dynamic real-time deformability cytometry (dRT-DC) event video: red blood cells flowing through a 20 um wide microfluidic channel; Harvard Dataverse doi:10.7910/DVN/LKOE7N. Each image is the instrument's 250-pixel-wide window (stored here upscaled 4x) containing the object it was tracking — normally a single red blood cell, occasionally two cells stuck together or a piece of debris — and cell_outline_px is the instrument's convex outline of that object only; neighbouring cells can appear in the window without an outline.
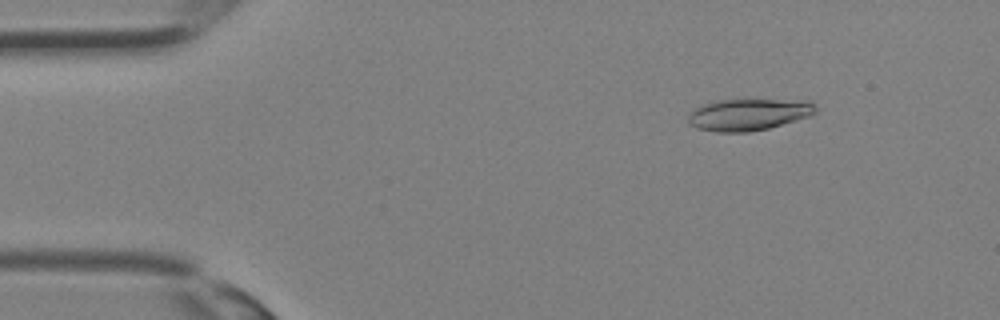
{"species": "Egyptian fruit bat (a non-hibernating species)", "species_latin": "Rousettus aegyptiacus", "temperature_condition": "room temperature", "stored_images_in_passage": 33, "camera_frame_rate_fps": 3000, "um_per_image_px": 0.085, "animal": {"sex": "female"}, "frame": {"image": 1, "passage_image": 5, "time_ms": 1.333, "image_size_px": [1000, 320], "cell_outline_px": [[816, 112], [812, 116], [768, 128], [748, 132], [716, 132], [696, 128], [688, 124], [688, 112], [712, 100], [756, 96], [808, 100], [816, 104]], "centroid_in_image_um": [63.67, 9.66], "position_along_channel_um": 21.3, "area_um2": 25.2}}
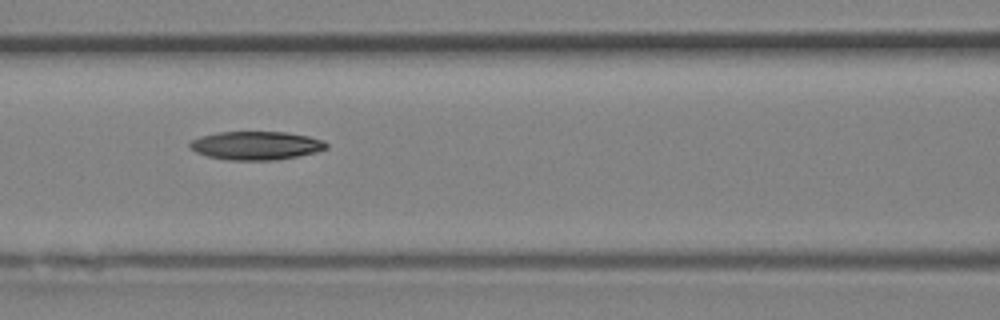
{"frame": {"image": 2, "passage_image": 15, "time_ms": 4.667, "image_size_px": [1000, 320], "cell_outline_px": [[328, 148], [316, 152], [276, 160], [228, 160], [208, 156], [196, 152], [188, 144], [192, 140], [200, 136], [220, 132], [284, 132], [308, 136], [324, 140], [328, 144]], "centroid_in_image_um": [21.79, 12.37], "position_along_channel_um": 144.8, "area_um2": 22.54}}
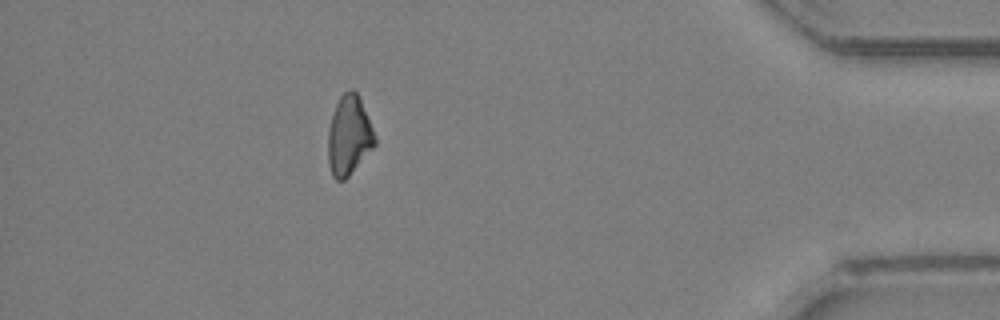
{"frame": {"image": 3, "passage_image": 30, "time_ms": 9.667, "image_size_px": [1000, 320], "cell_outline_px": [[376, 144], [348, 176], [344, 180], [336, 180], [332, 176], [328, 164], [328, 128], [336, 104], [340, 96], [344, 92], [352, 88], [356, 92], [360, 100], [376, 136]], "centroid_in_image_um": [29.64, 11.53], "position_along_channel_um": 405.6, "area_um2": 21.44}}